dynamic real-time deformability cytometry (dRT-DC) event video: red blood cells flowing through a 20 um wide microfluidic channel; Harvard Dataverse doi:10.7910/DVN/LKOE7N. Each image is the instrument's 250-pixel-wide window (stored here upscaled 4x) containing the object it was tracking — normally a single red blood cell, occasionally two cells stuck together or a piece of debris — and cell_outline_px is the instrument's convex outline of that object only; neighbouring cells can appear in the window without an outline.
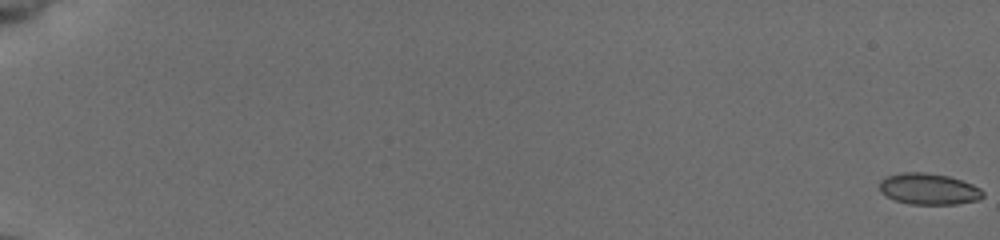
{"species": "common noctule bat (a hibernating species)", "species_latin": "Nyctalus noctula", "temperature_condition": "cold", "stored_images_in_passage": 56, "camera_frame_rate_fps": 3000, "um_per_image_px": 0.085, "animal": {"sex": "female", "body_mass_g": 19.5, "forearm_length_mm": 54.1}, "frame": {"image": 1, "passage_image": 1, "time_ms": 0.0, "image_size_px": [1000, 240], "cell_outline_px": [[984, 196], [976, 200], [956, 204], [908, 204], [884, 196], [880, 192], [880, 180], [888, 176], [904, 172], [924, 172], [948, 176], [972, 184], [980, 188], [984, 192]], "centroid_in_image_um": [78.92, 16.07], "position_along_channel_um": 6.1, "area_um2": 18.79}}
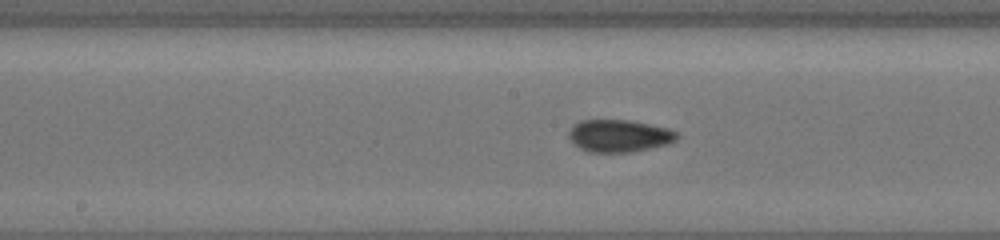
{"frame": {"image": 2, "passage_image": 32, "time_ms": 10.333, "image_size_px": [1000, 240], "cell_outline_px": [[680, 136], [676, 140], [668, 144], [632, 152], [588, 152], [580, 148], [568, 136], [568, 132], [580, 120], [632, 120], [668, 128], [680, 132]], "centroid_in_image_um": [52.69, 11.54], "position_along_channel_um": 195.5, "area_um2": 20.46}}
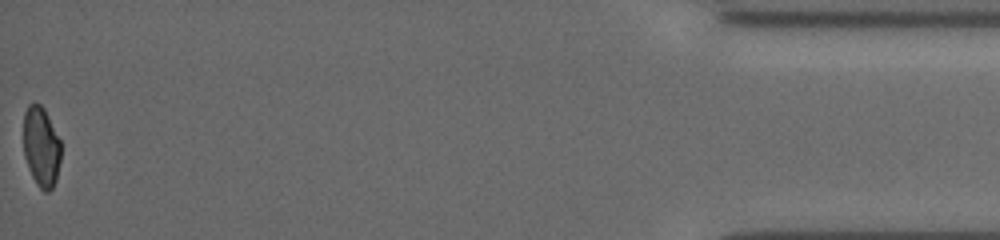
{"frame": {"image": 3, "passage_image": 56, "time_ms": 18.333, "image_size_px": [1000, 240], "cell_outline_px": [[60, 160], [56, 180], [52, 188], [48, 192], [44, 192], [36, 184], [28, 168], [24, 156], [24, 112], [28, 104], [40, 104], [44, 108], [60, 140]], "centroid_in_image_um": [3.5, 12.49], "position_along_channel_um": 431.7, "area_um2": 17.46}, "authors_computed_cell_mechanics": {"area_um2": 19.1896, "velocity_mm_per_s": 3.9392, "shape_relaxation_time_tau1_ms": 6.5886, "shape_relaxation_time_tau2_ms": 1.1695, "deformation_change_tau1": 0.1246, "deformation_change_tau2": 0.0506}}